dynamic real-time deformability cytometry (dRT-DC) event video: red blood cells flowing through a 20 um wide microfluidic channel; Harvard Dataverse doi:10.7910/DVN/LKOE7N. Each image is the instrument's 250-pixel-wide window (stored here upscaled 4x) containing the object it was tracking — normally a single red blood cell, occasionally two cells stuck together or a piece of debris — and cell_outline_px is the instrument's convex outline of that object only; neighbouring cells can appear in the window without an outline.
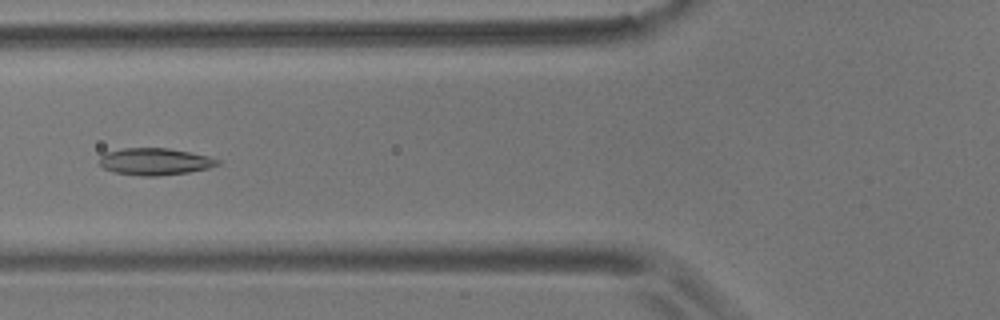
{"species": "common noctule bat (a hibernating species)", "species_latin": "Nyctalus noctula", "temperature_condition": "room temperature", "stored_images_in_passage": 55, "camera_frame_rate_fps": 3000, "um_per_image_px": 0.085, "animal": {"sex": "male", "body_mass_g": 17.9}, "frame": {"image": 1, "passage_image": 21, "time_ms": 6.667, "image_size_px": [1000, 320], "cell_outline_px": [[220, 164], [208, 168], [188, 172], [156, 176], [140, 176], [116, 172], [104, 168], [100, 164], [100, 156], [104, 152], [124, 148], [168, 148], [208, 156], [220, 160]], "centroid_in_image_um": [13.16, 13.73], "position_along_channel_um": 112.6, "area_um2": 18.44}}
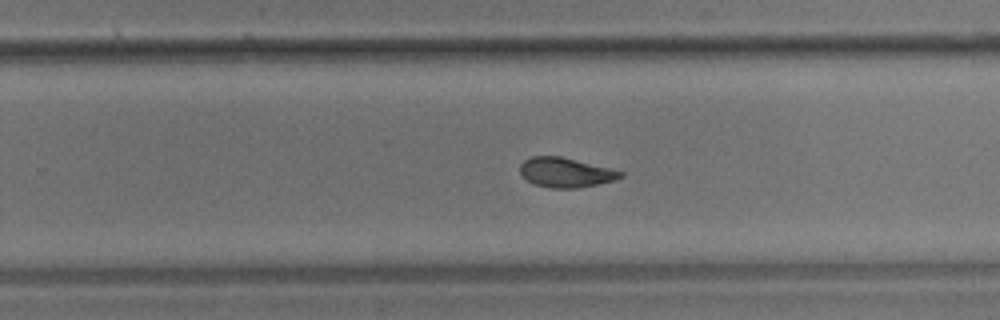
{"frame": {"image": 2, "passage_image": 35, "time_ms": 11.333, "image_size_px": [1000, 320], "cell_outline_px": [[624, 176], [612, 180], [596, 184], [576, 188], [552, 188], [532, 184], [520, 172], [520, 164], [524, 160], [532, 156], [560, 156], [624, 172]], "centroid_in_image_um": [48.04, 14.66], "position_along_channel_um": 281.8, "area_um2": 17.05}}
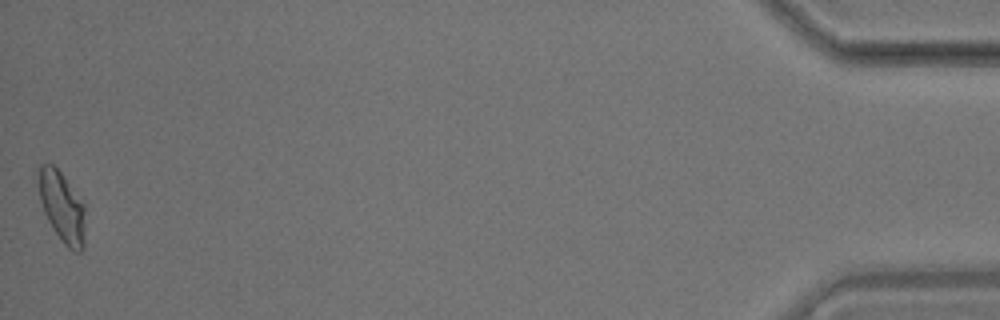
{"frame": {"image": 3, "passage_image": 55, "time_ms": 18.0, "image_size_px": [1000, 320], "cell_outline_px": [[84, 248], [80, 252], [76, 252], [68, 248], [64, 244], [52, 228], [44, 212], [40, 200], [36, 180], [36, 172], [40, 164], [52, 164], [60, 172], [84, 204]], "centroid_in_image_um": [5.23, 17.57], "position_along_channel_um": 430.0, "area_um2": 19.31}, "authors_computed_cell_mechanics": {"area_um2": 18.4382, "velocity_mm_per_s": 3.623, "shape_relaxation_time_tau1_ms": 4.5957, "shape_relaxation_time_tau2_ms": 2.101, "deformation_change_tau1": 0.1401, "deformation_change_tau2": 0.0824}}